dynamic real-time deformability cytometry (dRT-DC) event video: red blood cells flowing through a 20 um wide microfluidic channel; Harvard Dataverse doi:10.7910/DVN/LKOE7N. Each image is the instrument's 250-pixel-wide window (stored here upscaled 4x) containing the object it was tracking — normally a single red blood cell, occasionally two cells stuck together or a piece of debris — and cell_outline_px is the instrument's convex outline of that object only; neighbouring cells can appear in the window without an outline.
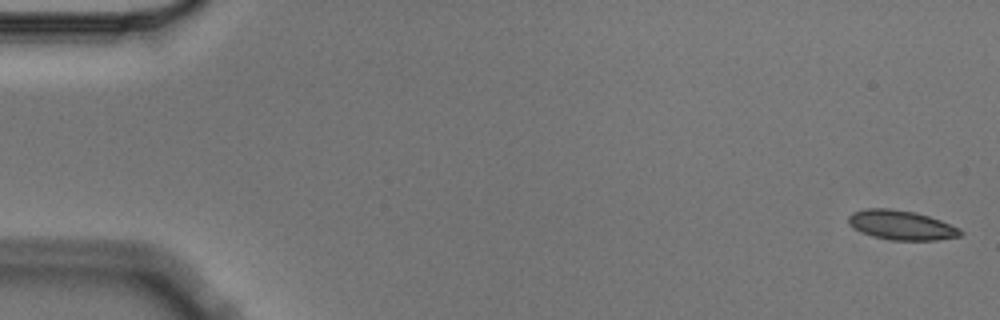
{"species": "Egyptian fruit bat (a non-hibernating species)", "species_latin": "Rousettus aegyptiacus", "temperature_condition": "cold", "stored_images_in_passage": 5, "camera_frame_rate_fps": 3000, "um_per_image_px": 0.085, "animal": {"sex": "male"}, "frame": {"image": 1, "passage_image": 1, "time_ms": 0.0, "image_size_px": [1000, 320], "cell_outline_px": [[964, 232], [960, 236], [936, 240], [892, 240], [872, 236], [856, 228], [848, 220], [848, 216], [852, 212], [868, 208], [892, 208], [912, 212], [928, 216], [940, 220], [960, 228]], "centroid_in_image_um": [76.65, 19.13], "position_along_channel_um": 8.4, "area_um2": 18.96}}
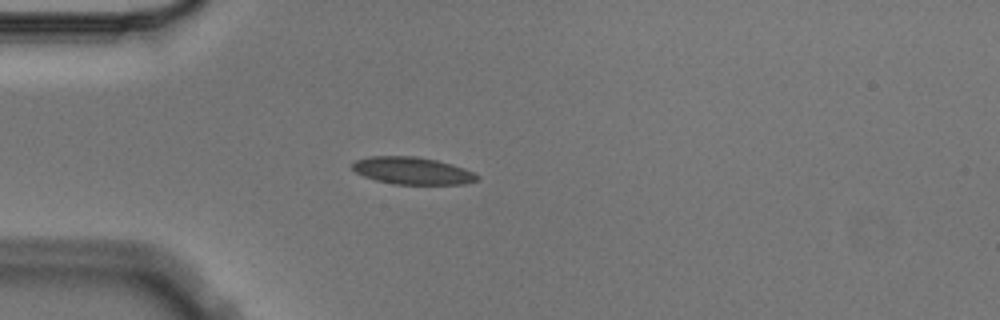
{"frame": {"image": 2, "passage_image": 5, "time_ms": 1.333, "image_size_px": [1000, 320], "cell_outline_px": [[480, 176], [476, 180], [464, 184], [392, 184], [376, 180], [364, 176], [356, 172], [352, 168], [352, 164], [356, 160], [368, 156], [416, 156], [436, 160], [452, 164], [464, 168]], "centroid_in_image_um": [35.04, 14.51], "position_along_channel_um": 50.0, "area_um2": 19.77}}